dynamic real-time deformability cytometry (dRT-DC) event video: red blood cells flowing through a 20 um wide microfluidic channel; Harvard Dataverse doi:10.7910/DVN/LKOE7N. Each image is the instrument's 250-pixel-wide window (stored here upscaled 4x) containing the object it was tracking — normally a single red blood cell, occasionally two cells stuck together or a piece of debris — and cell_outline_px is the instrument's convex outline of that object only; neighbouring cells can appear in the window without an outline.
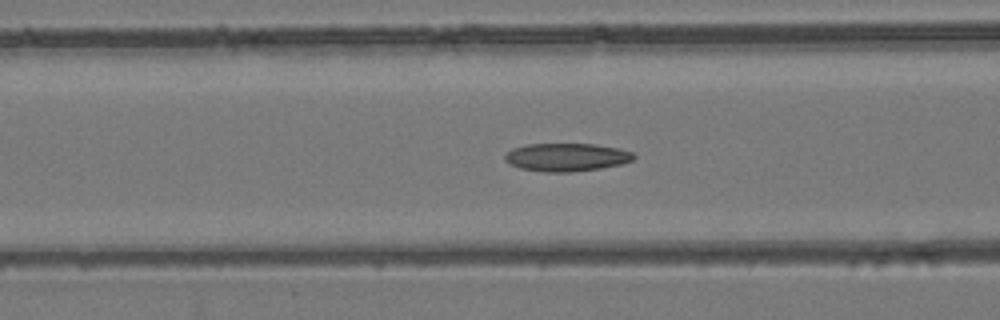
{"species": "common noctule bat (a hibernating species)", "species_latin": "Nyctalus noctula", "temperature_condition": "room temperature", "stored_images_in_passage": 55, "camera_frame_rate_fps": 3000, "um_per_image_px": 0.085, "animal": {"sex": "female", "body_mass_g": 24.6, "forearm_length_mm": 56.2}, "frame": {"image": 1, "passage_image": 22, "time_ms": 7.0, "image_size_px": [1000, 320], "cell_outline_px": [[636, 156], [632, 160], [620, 164], [600, 168], [572, 172], [544, 172], [520, 168], [504, 160], [504, 156], [512, 148], [528, 144], [596, 144], [616, 148], [632, 152]], "centroid_in_image_um": [48.14, 13.36], "position_along_channel_um": 118.5, "area_um2": 20.92}}
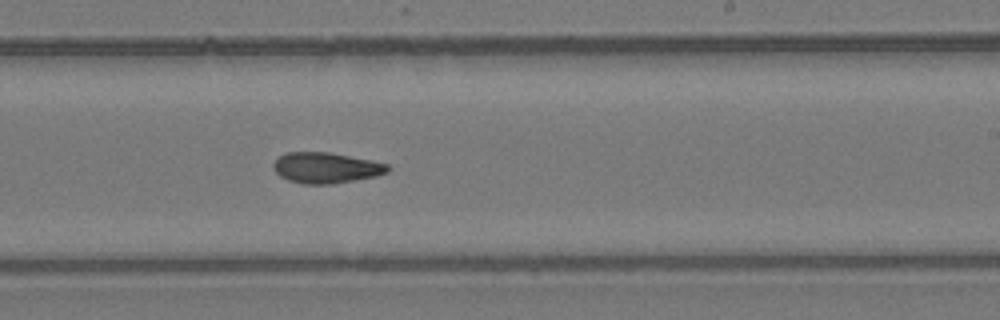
{"frame": {"image": 2, "passage_image": 33, "time_ms": 10.667, "image_size_px": [1000, 320], "cell_outline_px": [[392, 168], [388, 172], [376, 176], [332, 184], [304, 184], [288, 180], [280, 176], [272, 168], [272, 164], [284, 152], [328, 152], [372, 160], [388, 164]], "centroid_in_image_um": [27.71, 14.26], "position_along_channel_um": 261.3, "area_um2": 20.58}}
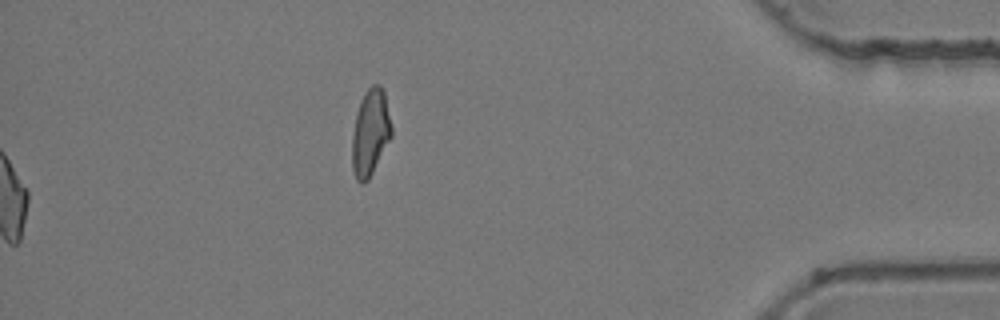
{"frame": {"image": 3, "passage_image": 55, "time_ms": 18.0, "image_size_px": [1000, 320], "cell_outline_px": [[392, 136], [368, 180], [360, 184], [356, 180], [352, 168], [352, 136], [356, 112], [360, 100], [364, 92], [372, 84], [380, 84], [384, 92], [392, 128]], "centroid_in_image_um": [31.47, 11.26], "position_along_channel_um": 403.7, "area_um2": 19.94}, "authors_computed_cell_mechanics": {"area_um2": 20.8658, "velocity_mm_per_s": 3.8928, "shape_relaxation_time_tau1_ms": null, "shape_relaxation_time_tau2_ms": 4.6517, "deformation_change_tau1": null, "deformation_change_tau2": 0.1158}}